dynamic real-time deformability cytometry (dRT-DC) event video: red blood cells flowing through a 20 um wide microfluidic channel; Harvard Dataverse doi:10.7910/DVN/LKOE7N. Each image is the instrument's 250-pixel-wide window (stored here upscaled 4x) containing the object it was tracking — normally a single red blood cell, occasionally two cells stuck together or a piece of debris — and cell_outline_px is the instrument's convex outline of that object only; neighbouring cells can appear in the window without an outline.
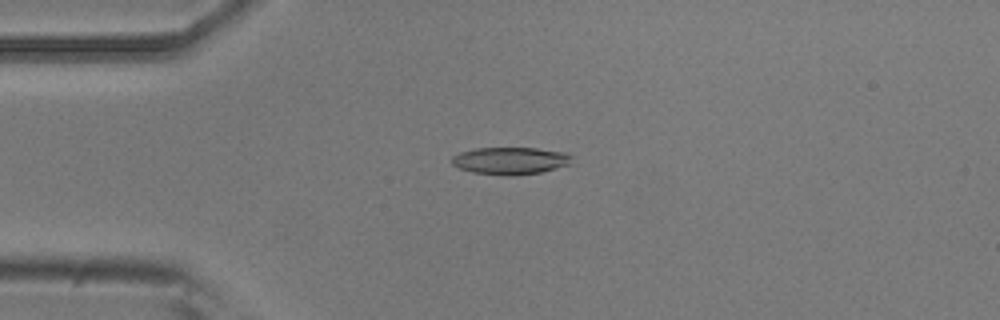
{"species": "common noctule bat (a hibernating species)", "species_latin": "Nyctalus noctula", "temperature_condition": "room temperature", "stored_images_in_passage": 3, "camera_frame_rate_fps": 3000, "um_per_image_px": 0.085, "animal": {"sex": "male", "body_mass_g": 20.5, "forearm_length_mm": 52.5}, "frame": {"image": 1, "passage_image": 1, "time_ms": 0.0, "image_size_px": [1000, 320], "cell_outline_px": [[572, 164], [540, 172], [516, 176], [500, 176], [472, 172], [460, 168], [452, 164], [452, 156], [460, 152], [476, 148], [536, 148], [564, 152], [572, 156]], "centroid_in_image_um": [43.39, 13.67], "position_along_channel_um": 41.6, "area_um2": 19.25}}
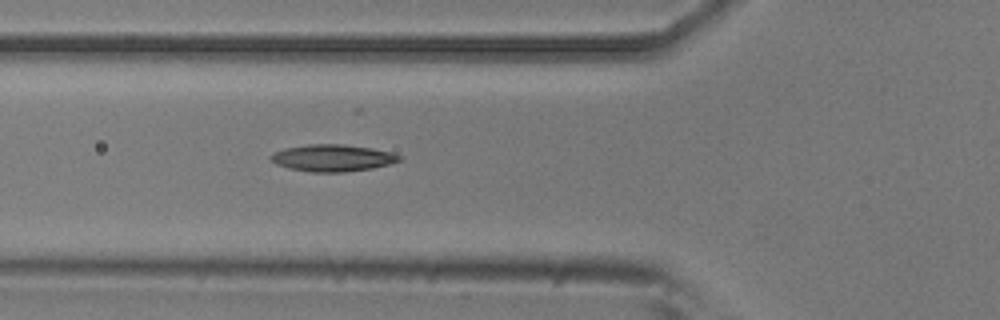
{"frame": {"image": 2, "passage_image": 3, "time_ms": 0.667, "image_size_px": [1000, 320], "cell_outline_px": [[404, 156], [400, 160], [388, 164], [372, 168], [344, 172], [312, 172], [288, 168], [276, 164], [268, 156], [284, 148], [308, 144], [344, 144], [372, 148]], "centroid_in_image_um": [28.25, 13.42], "position_along_channel_um": 97.5, "area_um2": 20.06}}